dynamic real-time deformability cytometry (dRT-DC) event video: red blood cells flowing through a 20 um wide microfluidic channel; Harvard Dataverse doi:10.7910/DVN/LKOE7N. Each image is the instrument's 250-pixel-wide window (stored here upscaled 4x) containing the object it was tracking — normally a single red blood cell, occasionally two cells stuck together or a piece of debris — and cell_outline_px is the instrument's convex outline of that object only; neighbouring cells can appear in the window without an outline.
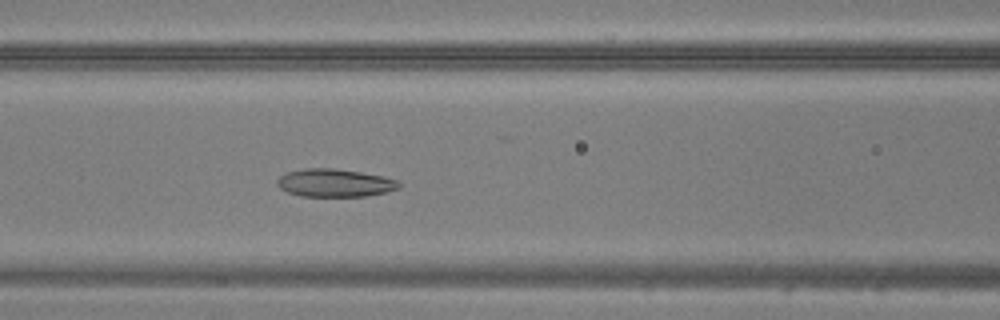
{"species": "common noctule bat (a hibernating species)", "species_latin": "Nyctalus noctula", "temperature_condition": "warm", "stored_images_in_passage": 47, "camera_frame_rate_fps": 3000, "um_per_image_px": 0.085, "animal": {"sex": "male", "body_mass_g": 20.5, "forearm_length_mm": 52.5}, "frame": {"image": 1, "passage_image": 20, "time_ms": 6.333, "image_size_px": [1000, 320], "cell_outline_px": [[400, 188], [384, 192], [364, 196], [300, 196], [288, 192], [280, 188], [276, 184], [276, 180], [284, 172], [304, 168], [332, 168], [360, 172], [384, 176], [396, 180], [400, 184]], "centroid_in_image_um": [28.4, 15.54], "position_along_channel_um": 138.2, "area_um2": 19.83}}
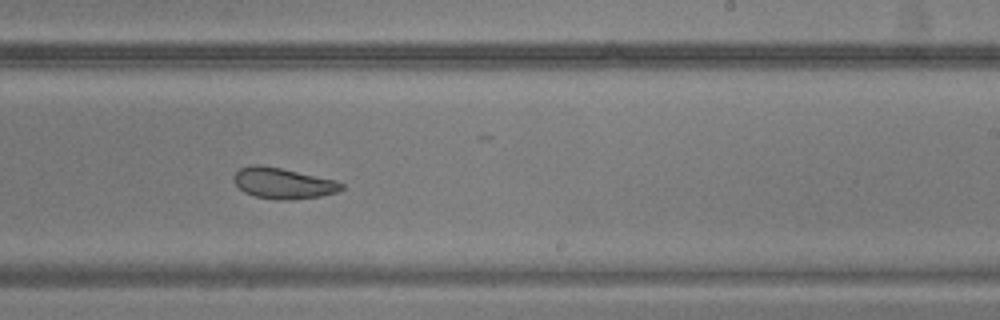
{"frame": {"image": 2, "passage_image": 29, "time_ms": 9.333, "image_size_px": [1000, 320], "cell_outline_px": [[344, 188], [336, 192], [320, 196], [292, 200], [276, 200], [256, 196], [244, 192], [232, 180], [232, 176], [240, 168], [252, 164], [260, 164], [280, 168], [336, 180], [344, 184]], "centroid_in_image_um": [24.04, 15.57], "position_along_channel_um": 265.0, "area_um2": 19.42}}
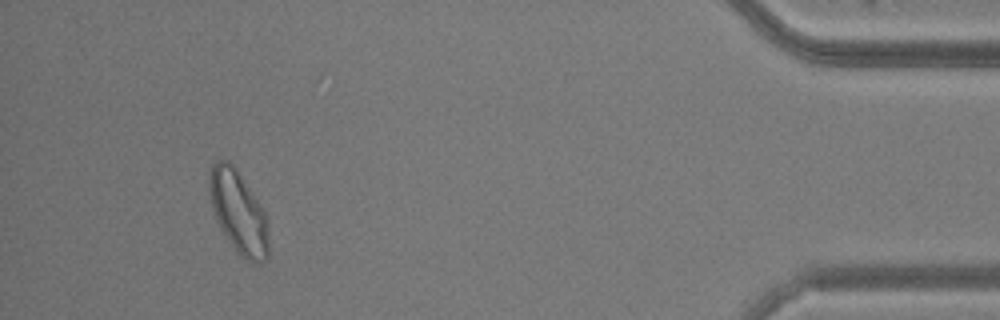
{"frame": {"image": 3, "passage_image": 44, "time_ms": 14.333, "image_size_px": [1000, 320], "cell_outline_px": [[268, 256], [260, 264], [248, 260], [240, 256], [236, 252], [220, 228], [216, 220], [212, 208], [208, 188], [208, 176], [212, 164], [216, 160], [228, 160], [236, 168], [268, 216]], "centroid_in_image_um": [20.26, 18.02], "position_along_channel_um": 414.9, "area_um2": 28.78}}